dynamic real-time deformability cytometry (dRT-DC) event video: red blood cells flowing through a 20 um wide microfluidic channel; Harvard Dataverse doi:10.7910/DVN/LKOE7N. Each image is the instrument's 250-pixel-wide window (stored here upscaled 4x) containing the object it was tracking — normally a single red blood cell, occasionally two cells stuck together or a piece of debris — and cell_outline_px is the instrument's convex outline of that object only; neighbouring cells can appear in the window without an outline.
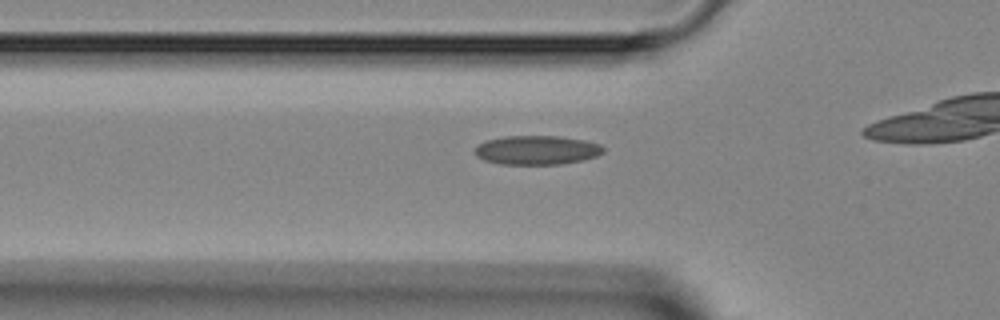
{"species": "Egyptian fruit bat (a non-hibernating species)", "species_latin": "Rousettus aegyptiacus", "temperature_condition": "room temperature", "stored_images_in_passage": 33, "camera_frame_rate_fps": 3000, "um_per_image_px": 0.085, "animal": {"sex": "female"}, "frame": {"image": 1, "passage_image": 11, "time_ms": 3.333, "image_size_px": [1000, 320], "cell_outline_px": [[604, 152], [596, 156], [584, 160], [560, 164], [500, 164], [484, 160], [476, 156], [476, 144], [484, 140], [504, 136], [560, 136], [584, 140], [600, 144], [604, 148]], "centroid_in_image_um": [45.62, 12.75], "position_along_channel_um": 80.2, "area_um2": 21.91}}
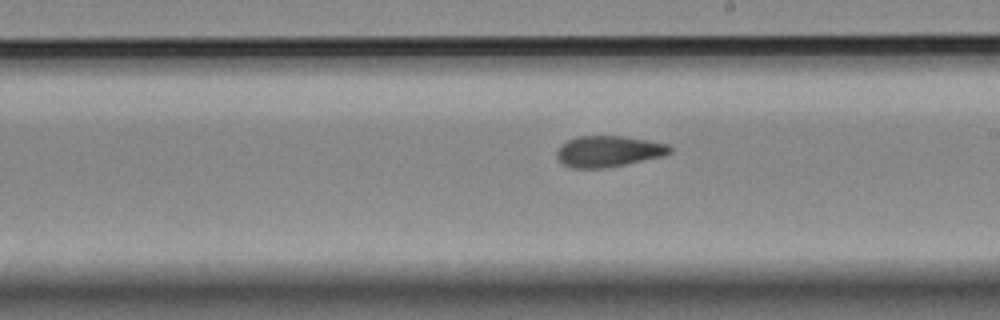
{"frame": {"image": 2, "passage_image": 22, "time_ms": 7.0, "image_size_px": [1000, 320], "cell_outline_px": [[672, 152], [664, 156], [604, 168], [572, 168], [564, 164], [556, 156], [556, 152], [560, 144], [576, 136], [624, 136], [648, 140], [668, 144], [672, 148]], "centroid_in_image_um": [51.72, 12.85], "position_along_channel_um": 237.3, "area_um2": 20.52}}
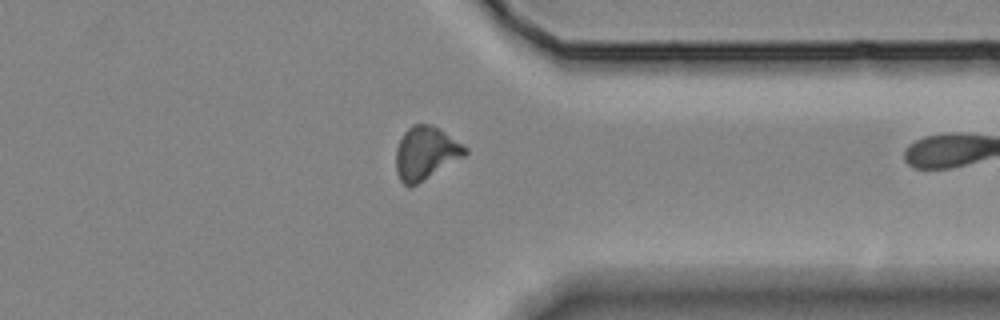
{"frame": {"image": 3, "passage_image": 32, "time_ms": 10.333, "image_size_px": [1000, 320], "cell_outline_px": [[468, 152], [464, 156], [416, 184], [408, 188], [400, 180], [396, 172], [396, 148], [404, 132], [412, 124], [428, 124], [440, 128], [464, 144], [468, 148]], "centroid_in_image_um": [36.18, 12.99], "position_along_channel_um": 375.2, "area_um2": 21.33}}